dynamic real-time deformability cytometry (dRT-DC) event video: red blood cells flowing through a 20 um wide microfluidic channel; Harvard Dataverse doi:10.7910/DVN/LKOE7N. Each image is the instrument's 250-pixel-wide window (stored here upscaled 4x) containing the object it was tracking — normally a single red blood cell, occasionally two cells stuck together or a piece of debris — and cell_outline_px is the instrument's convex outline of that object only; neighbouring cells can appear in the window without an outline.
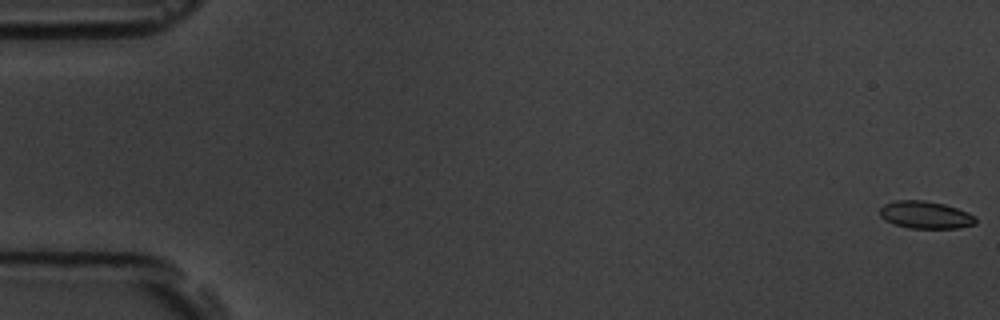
{"species": "common noctule bat (a hibernating species)", "species_latin": "Nyctalus noctula", "temperature_condition": "room temperature", "stored_images_in_passage": 17, "camera_frame_rate_fps": 3000, "um_per_image_px": 0.085, "animal": {"sex": "male", "body_mass_g": 19.5, "forearm_length_mm": 54.6}, "frame": {"image": 1, "passage_image": 1, "time_ms": 0.0, "image_size_px": [1000, 320], "cell_outline_px": [[976, 224], [960, 228], [908, 228], [884, 220], [880, 216], [880, 208], [884, 204], [896, 200], [924, 200], [944, 204], [968, 212], [976, 216]], "centroid_in_image_um": [78.68, 18.26], "position_along_channel_um": 6.3, "area_um2": 15.37}}
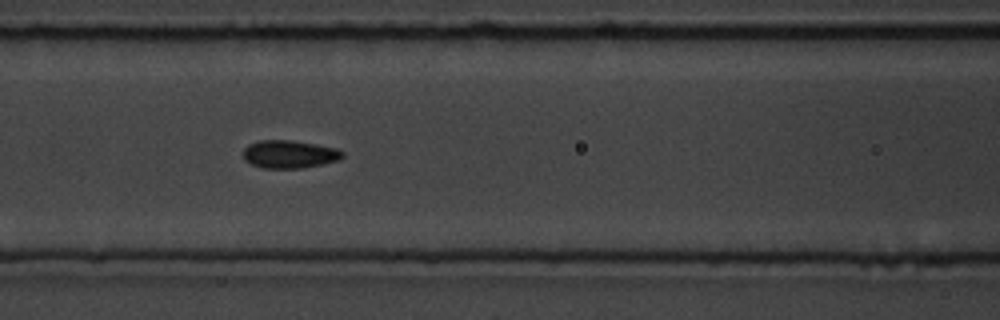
{"frame": {"image": 2, "passage_image": 8, "time_ms": 8.0, "image_size_px": [1000, 320], "cell_outline_px": [[344, 156], [340, 160], [324, 164], [304, 168], [264, 168], [252, 164], [244, 160], [244, 148], [248, 144], [260, 140], [292, 140], [316, 144], [336, 148], [344, 152]], "centroid_in_image_um": [24.63, 13.11], "position_along_channel_um": 142.0, "area_um2": 16.3}}
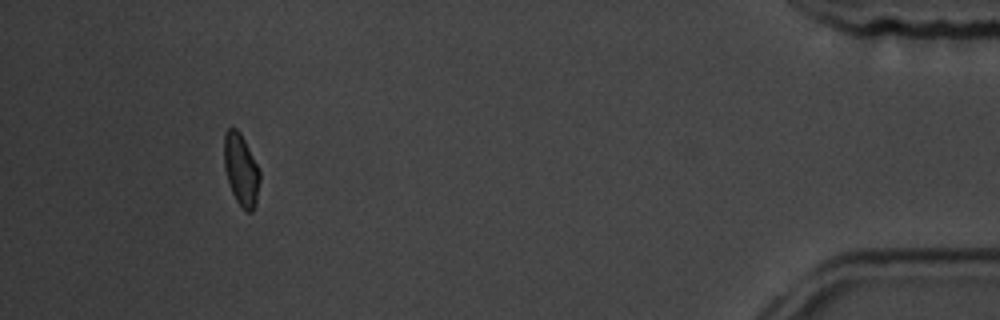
{"frame": {"image": 3, "passage_image": 16, "time_ms": 17.333, "image_size_px": [1000, 320], "cell_outline_px": [[260, 180], [256, 204], [252, 212], [244, 212], [236, 200], [232, 192], [224, 168], [224, 132], [228, 128], [236, 128], [240, 132], [260, 172]], "centroid_in_image_um": [20.48, 14.46], "position_along_channel_um": 414.7, "area_um2": 14.91}, "authors_computed_cell_mechanics": {"area_um2": 15.606, "velocity_mm_per_s": 3.6345, "shape_relaxation_time_tau1_ms": null, "shape_relaxation_time_tau2_ms": 2.1065, "deformation_change_tau1": null, "deformation_change_tau2": 0.0217}}